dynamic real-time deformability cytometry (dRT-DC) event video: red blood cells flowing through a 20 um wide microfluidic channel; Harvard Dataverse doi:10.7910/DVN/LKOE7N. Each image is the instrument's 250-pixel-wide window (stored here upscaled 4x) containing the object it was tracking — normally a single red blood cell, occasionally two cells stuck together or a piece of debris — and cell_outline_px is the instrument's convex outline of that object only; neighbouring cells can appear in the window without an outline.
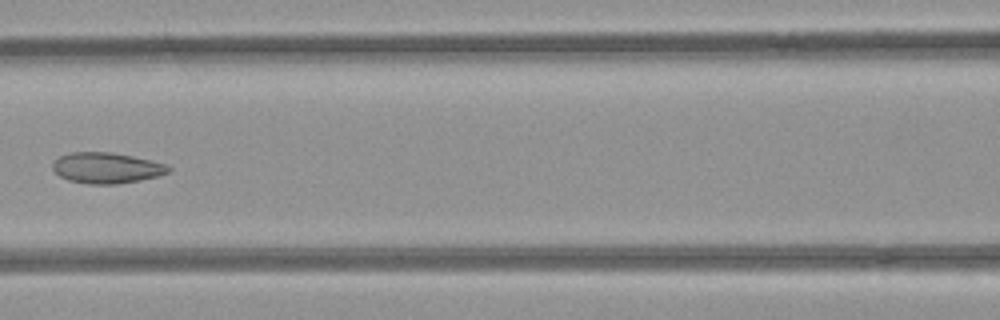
{"species": "common noctule bat (a hibernating species)", "species_latin": "Nyctalus noctula", "temperature_condition": "room temperature", "stored_images_in_passage": 7, "camera_frame_rate_fps": 3000, "um_per_image_px": 0.085, "animal": {"sex": "female", "body_mass_g": 21.9}, "frame": {"image": 1, "passage_image": 5, "time_ms": 1.333, "image_size_px": [1000, 320], "cell_outline_px": [[172, 168], [168, 172], [156, 176], [140, 180], [116, 184], [88, 184], [68, 180], [60, 176], [52, 168], [52, 164], [60, 156], [72, 152], [112, 152], [132, 156], [164, 164]], "centroid_in_image_um": [9.03, 14.27], "position_along_channel_um": 157.6, "area_um2": 20.52}}
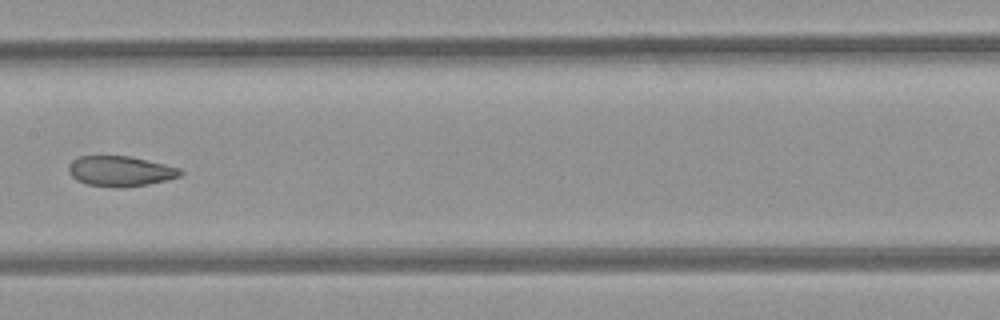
{"frame": {"image": 2, "passage_image": 6, "time_ms": 1.667, "image_size_px": [1000, 320], "cell_outline_px": [[184, 172], [180, 176], [148, 184], [88, 184], [76, 180], [68, 172], [68, 164], [72, 160], [80, 156], [128, 156], [164, 164], [180, 168]], "centroid_in_image_um": [10.21, 14.49], "position_along_channel_um": 197.2, "area_um2": 18.73}}
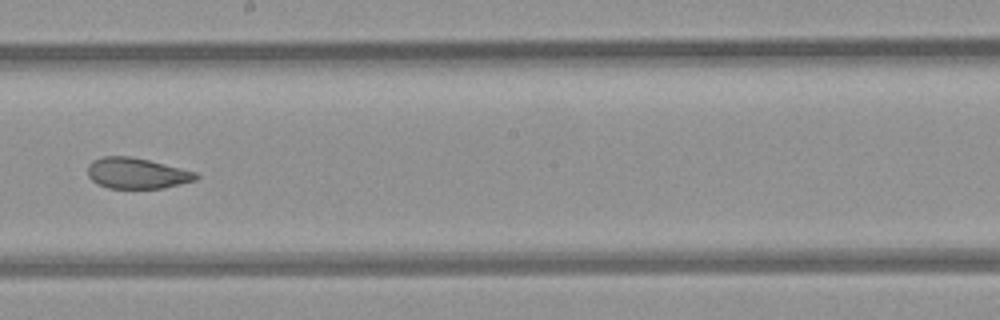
{"frame": {"image": 3, "passage_image": 7, "time_ms": 2.0, "image_size_px": [1000, 320], "cell_outline_px": [[200, 176], [196, 180], [164, 188], [108, 188], [92, 180], [88, 176], [88, 164], [92, 160], [104, 156], [132, 156], [196, 172]], "centroid_in_image_um": [11.62, 14.72], "position_along_channel_um": 236.6, "area_um2": 19.36}}